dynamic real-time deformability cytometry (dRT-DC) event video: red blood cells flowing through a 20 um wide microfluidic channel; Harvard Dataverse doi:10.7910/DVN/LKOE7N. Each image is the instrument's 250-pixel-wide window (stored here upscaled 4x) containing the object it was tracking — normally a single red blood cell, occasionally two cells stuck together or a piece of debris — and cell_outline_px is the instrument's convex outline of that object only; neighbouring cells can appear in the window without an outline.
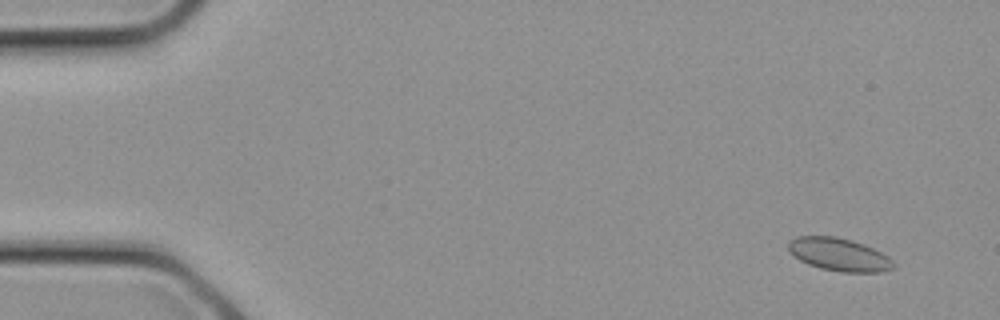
{"species": "common noctule bat (a hibernating species)", "species_latin": "Nyctalus noctula", "temperature_condition": "cold", "stored_images_in_passage": 14, "camera_frame_rate_fps": 3000, "um_per_image_px": 0.085, "animal": {"sex": "female", "body_mass_g": 21.9}, "frame": {"image": 1, "passage_image": 1, "time_ms": 0.0, "image_size_px": [1000, 320], "cell_outline_px": [[896, 268], [884, 272], [840, 272], [820, 268], [808, 264], [800, 260], [788, 248], [788, 240], [796, 236], [836, 236], [852, 240], [864, 244], [888, 256], [896, 264]], "centroid_in_image_um": [71.35, 21.64], "position_along_channel_um": 13.6, "area_um2": 20.29}}
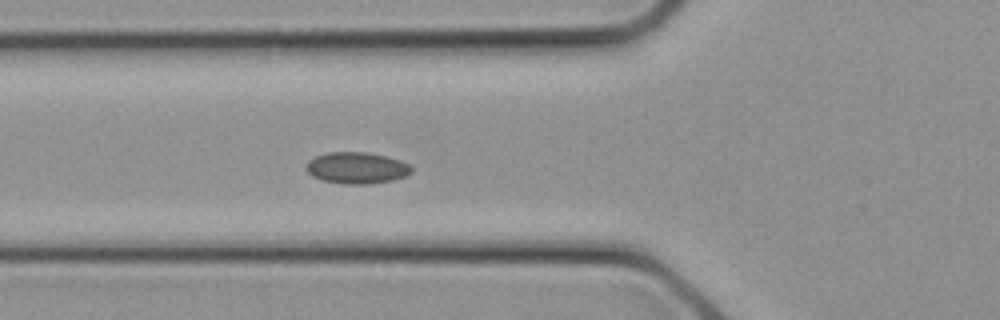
{"frame": {"image": 2, "passage_image": 9, "time_ms": 2.667, "image_size_px": [1000, 320], "cell_outline_px": [[412, 172], [408, 176], [392, 180], [368, 184], [344, 184], [324, 180], [312, 176], [304, 168], [308, 160], [316, 156], [328, 152], [364, 152], [388, 156], [400, 160], [408, 164], [412, 168]], "centroid_in_image_um": [30.33, 14.27], "position_along_channel_um": 95.5, "area_um2": 19.42}}
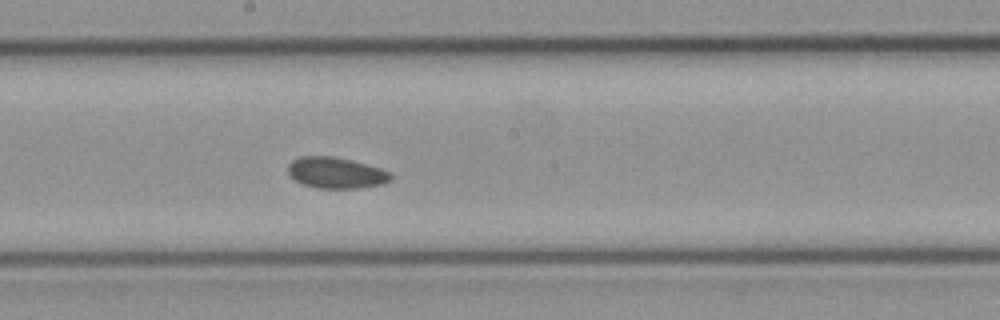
{"frame": {"image": 3, "passage_image": 14, "time_ms": 4.333, "image_size_px": [1000, 320], "cell_outline_px": [[392, 180], [384, 184], [356, 188], [316, 188], [304, 184], [288, 176], [288, 164], [292, 160], [300, 156], [332, 156], [352, 160], [380, 168], [392, 172]], "centroid_in_image_um": [28.57, 14.68], "position_along_channel_um": 219.6, "area_um2": 18.79}}